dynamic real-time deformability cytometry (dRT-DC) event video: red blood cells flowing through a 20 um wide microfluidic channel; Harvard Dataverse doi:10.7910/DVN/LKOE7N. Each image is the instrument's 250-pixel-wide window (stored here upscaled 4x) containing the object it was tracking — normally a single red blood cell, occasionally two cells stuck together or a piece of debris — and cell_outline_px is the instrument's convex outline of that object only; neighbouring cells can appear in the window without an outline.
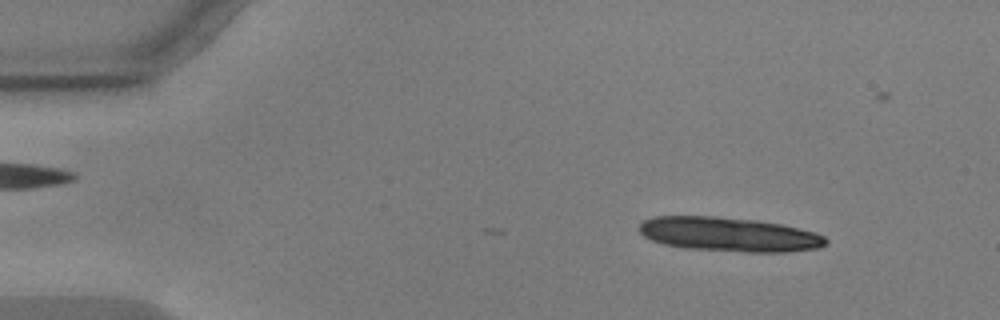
{"species": "common noctule bat (a hibernating species)", "species_latin": "Nyctalus noctula", "temperature_condition": "warm", "stored_images_in_passage": 11, "camera_frame_rate_fps": 3000, "um_per_image_px": 0.085, "animal": {"sex": "male", "body_mass_g": 17.9, "forearm_length_mm": 54.2}, "frame": {"image": 1, "passage_image": 2, "time_ms": 0.333, "image_size_px": [1000, 320], "cell_outline_px": [[828, 244], [816, 248], [784, 252], [748, 252], [684, 248], [664, 244], [652, 240], [644, 236], [636, 228], [644, 220], [656, 216], [716, 216], [756, 220], [780, 224], [800, 228], [816, 232], [824, 236], [828, 240]], "centroid_in_image_um": [61.96, 19.92], "position_along_channel_um": 23.0, "area_um2": 37.34}}